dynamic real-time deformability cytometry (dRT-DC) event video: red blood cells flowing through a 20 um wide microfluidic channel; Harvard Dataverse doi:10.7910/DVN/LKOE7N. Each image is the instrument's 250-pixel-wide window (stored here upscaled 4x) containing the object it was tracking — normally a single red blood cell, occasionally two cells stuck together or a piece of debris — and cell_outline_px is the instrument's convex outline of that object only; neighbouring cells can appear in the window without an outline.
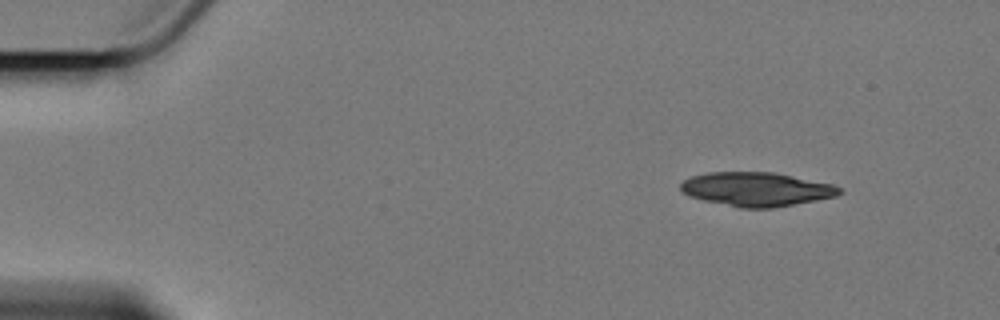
{"species": "Egyptian fruit bat (a non-hibernating species)", "species_latin": "Rousettus aegyptiacus", "temperature_condition": "cold", "stored_images_in_passage": 5, "camera_frame_rate_fps": 3000, "um_per_image_px": 0.085, "animal": {"sex": "female"}, "frame": {"image": 1, "passage_image": 1, "time_ms": 0.0, "image_size_px": [1000, 320], "cell_outline_px": [[844, 192], [836, 196], [816, 200], [772, 208], [740, 208], [704, 200], [688, 196], [680, 192], [680, 184], [684, 180], [692, 176], [708, 172], [776, 172], [832, 184], [840, 188]], "centroid_in_image_um": [64.28, 16.08], "position_along_channel_um": 20.7, "area_um2": 31.5}}